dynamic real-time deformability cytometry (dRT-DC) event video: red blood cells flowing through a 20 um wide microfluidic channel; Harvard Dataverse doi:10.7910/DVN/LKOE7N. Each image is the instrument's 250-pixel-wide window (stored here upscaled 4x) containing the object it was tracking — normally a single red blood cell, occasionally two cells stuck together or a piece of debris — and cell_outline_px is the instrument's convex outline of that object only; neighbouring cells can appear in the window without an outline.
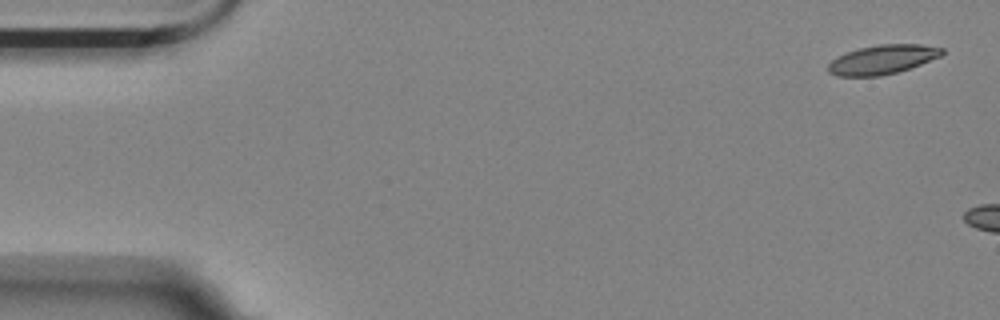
{"species": "Egyptian fruit bat (a non-hibernating species)", "species_latin": "Rousettus aegyptiacus", "temperature_condition": "room temperature", "stored_images_in_passage": 4, "camera_frame_rate_fps": 3000, "um_per_image_px": 0.085, "animal": {"sex": "female"}, "frame": {"image": 1, "passage_image": 1, "time_ms": 0.0, "image_size_px": [1000, 320], "cell_outline_px": [[944, 52], [940, 56], [920, 64], [896, 72], [880, 76], [836, 76], [828, 72], [828, 64], [836, 56], [860, 48], [880, 44], [920, 44], [944, 48]], "centroid_in_image_um": [74.99, 5.06], "position_along_channel_um": 10.0, "area_um2": 19.19}}